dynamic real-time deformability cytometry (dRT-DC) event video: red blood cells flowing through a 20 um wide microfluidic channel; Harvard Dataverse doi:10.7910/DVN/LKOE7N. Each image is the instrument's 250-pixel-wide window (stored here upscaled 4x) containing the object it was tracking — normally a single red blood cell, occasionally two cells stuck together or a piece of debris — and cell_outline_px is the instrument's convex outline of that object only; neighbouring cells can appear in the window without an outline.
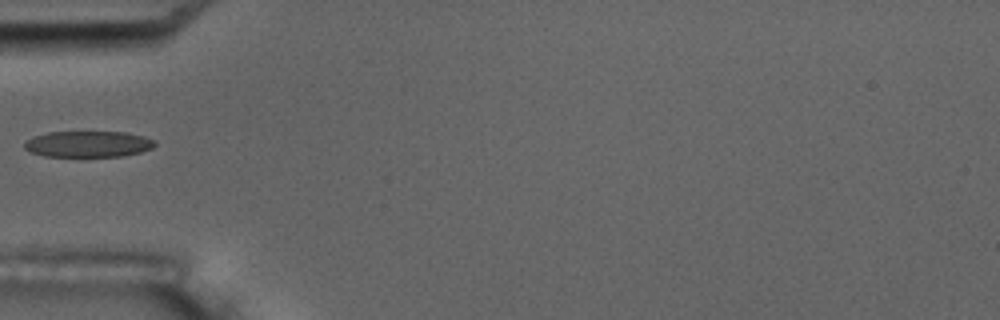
{"species": "common noctule bat (a hibernating species)", "species_latin": "Nyctalus noctula", "temperature_condition": "room temperature", "stored_images_in_passage": 4, "camera_frame_rate_fps": 3000, "um_per_image_px": 0.085, "animal": {"sex": "male", "body_mass_g": 17.5, "forearm_length_mm": 52.3}, "frame": {"image": 1, "passage_image": 2, "time_ms": 1.333, "image_size_px": [1000, 320], "cell_outline_px": [[156, 144], [152, 148], [140, 152], [120, 156], [44, 156], [28, 152], [24, 148], [24, 144], [32, 136], [48, 132], [124, 132], [144, 136], [156, 140]], "centroid_in_image_um": [7.48, 12.24], "position_along_channel_um": 77.5, "area_um2": 19.88}}